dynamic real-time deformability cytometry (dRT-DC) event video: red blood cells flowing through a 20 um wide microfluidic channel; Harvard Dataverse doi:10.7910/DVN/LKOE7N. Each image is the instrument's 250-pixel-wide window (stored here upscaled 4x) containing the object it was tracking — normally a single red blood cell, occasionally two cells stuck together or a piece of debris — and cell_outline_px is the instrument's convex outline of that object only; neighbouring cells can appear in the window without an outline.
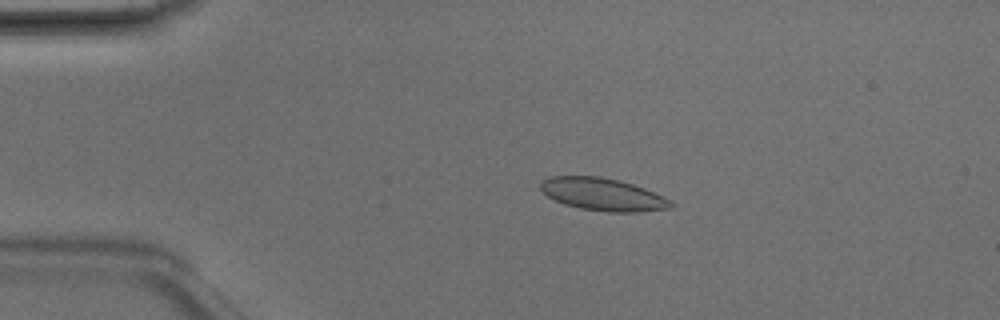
{"species": "Egyptian fruit bat (a non-hibernating species)", "species_latin": "Rousettus aegyptiacus", "temperature_condition": "room temperature", "stored_images_in_passage": 48, "camera_frame_rate_fps": 3000, "um_per_image_px": 0.085, "animal": {"sex": "male"}, "frame": {"image": 1, "passage_image": 10, "time_ms": 3.0, "image_size_px": [1000, 320], "cell_outline_px": [[676, 204], [672, 208], [640, 212], [608, 212], [580, 208], [564, 204], [548, 196], [540, 188], [540, 184], [548, 176], [600, 176], [620, 180], [644, 188], [672, 200]], "centroid_in_image_um": [51.29, 16.52], "position_along_channel_um": 33.7, "area_um2": 24.8}}
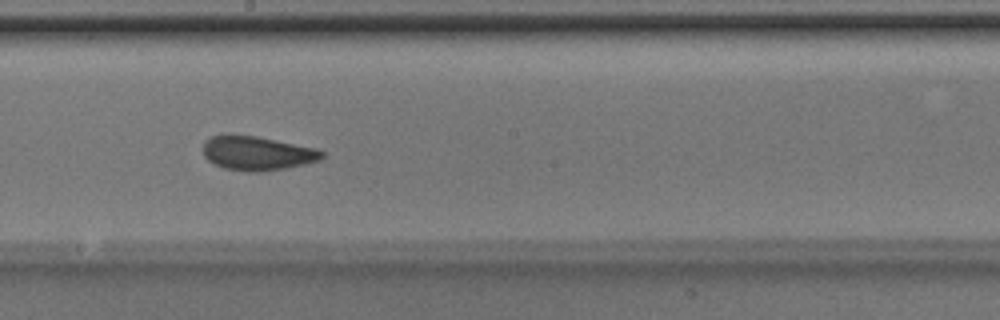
{"frame": {"image": 2, "passage_image": 27, "time_ms": 8.667, "image_size_px": [1000, 320], "cell_outline_px": [[324, 156], [320, 160], [304, 164], [284, 168], [260, 172], [248, 172], [224, 168], [208, 160], [204, 156], [204, 140], [212, 136], [256, 136], [316, 148], [324, 152]], "centroid_in_image_um": [21.88, 13.04], "position_along_channel_um": 226.3, "area_um2": 23.24}}
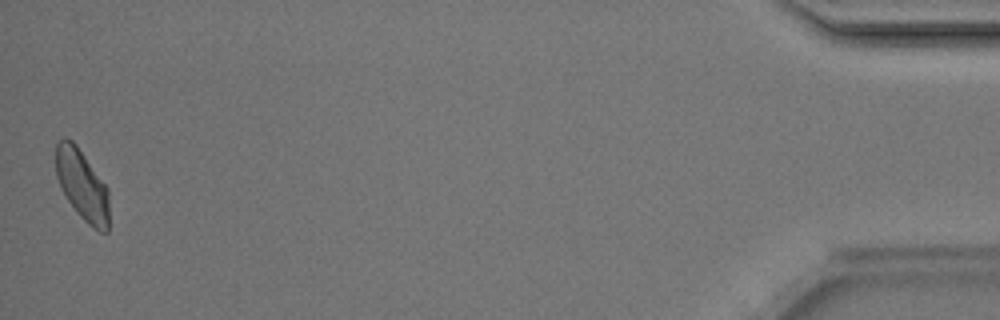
{"frame": {"image": 3, "passage_image": 48, "time_ms": 15.667, "image_size_px": [1000, 320], "cell_outline_px": [[108, 232], [100, 232], [92, 228], [76, 212], [60, 188], [56, 176], [56, 144], [64, 136], [72, 140], [76, 144], [108, 188]], "centroid_in_image_um": [6.97, 15.73], "position_along_channel_um": 428.2, "area_um2": 21.96}, "authors_computed_cell_mechanics": {"area_um2": 23.2934, "velocity_mm_per_s": 4.1871, "shape_relaxation_time_tau1_ms": 3.4914, "shape_relaxation_time_tau2_ms": 1.1663, "deformation_change_tau1": 0.116, "deformation_change_tau2": 0.0397}}